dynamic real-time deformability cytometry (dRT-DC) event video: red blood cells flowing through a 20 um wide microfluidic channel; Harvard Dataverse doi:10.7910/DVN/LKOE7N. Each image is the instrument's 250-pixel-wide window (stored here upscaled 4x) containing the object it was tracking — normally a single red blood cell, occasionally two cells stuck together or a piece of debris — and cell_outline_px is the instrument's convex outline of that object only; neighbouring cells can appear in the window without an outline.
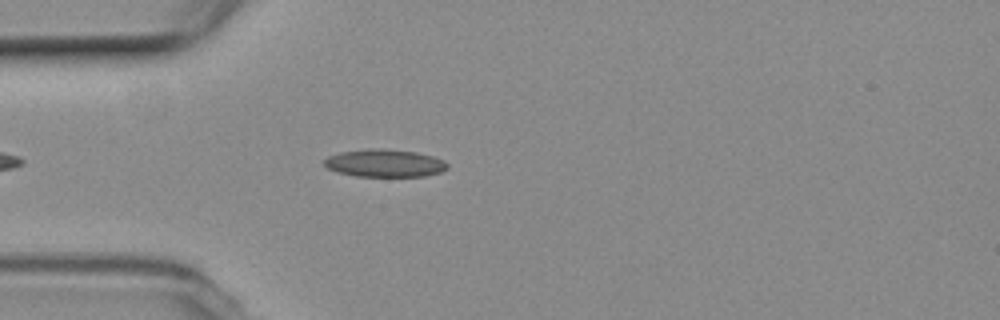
{"species": "common noctule bat (a hibernating species)", "species_latin": "Nyctalus noctula", "temperature_condition": "room temperature", "stored_images_in_passage": 23, "camera_frame_rate_fps": 3000, "um_per_image_px": 0.085, "animal": {"sex": "female", "body_mass_g": 19.3, "forearm_length_mm": 54.1}, "frame": {"image": 1, "passage_image": 6, "time_ms": 1.667, "image_size_px": [1000, 320], "cell_outline_px": [[448, 168], [440, 172], [424, 176], [356, 176], [336, 172], [328, 168], [324, 164], [324, 160], [328, 156], [340, 152], [372, 148], [384, 148], [416, 152], [432, 156], [444, 160], [448, 164]], "centroid_in_image_um": [32.69, 13.86], "position_along_channel_um": 52.3, "area_um2": 19.88}}
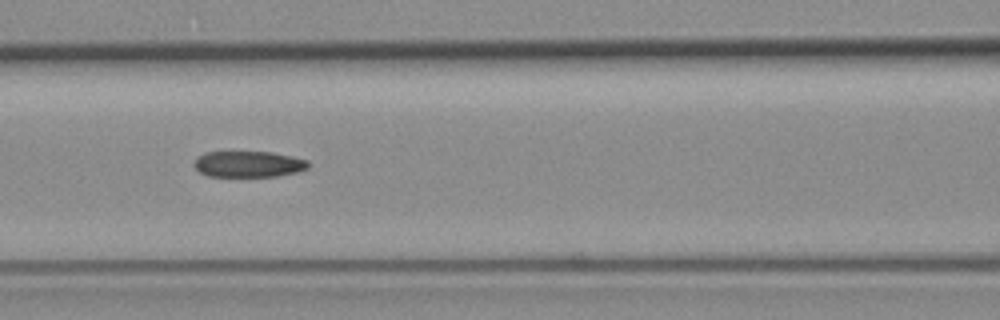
{"frame": {"image": 2, "passage_image": 14, "time_ms": 4.333, "image_size_px": [1000, 320], "cell_outline_px": [[308, 168], [300, 172], [276, 176], [208, 176], [200, 172], [192, 164], [196, 156], [204, 152], [272, 152], [292, 156], [308, 160]], "centroid_in_image_um": [21.11, 13.94], "position_along_channel_um": 145.5, "area_um2": 17.51}}
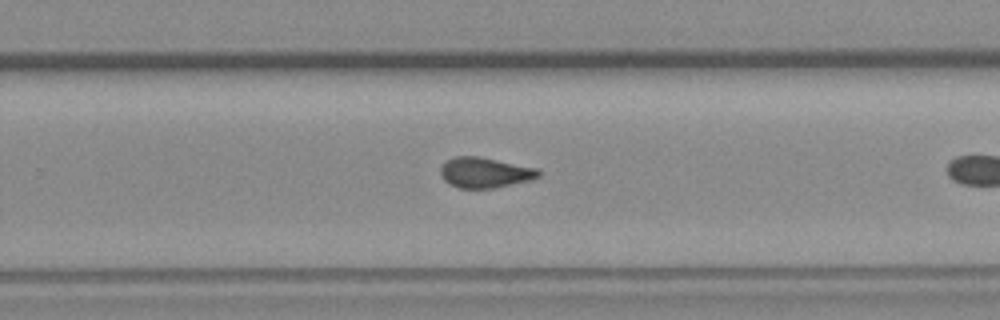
{"frame": {"image": 3, "passage_image": 22, "time_ms": 7.0, "image_size_px": [1000, 320], "cell_outline_px": [[540, 176], [532, 180], [492, 188], [456, 188], [448, 184], [444, 180], [440, 172], [440, 168], [448, 160], [456, 156], [480, 156], [536, 168], [540, 172]], "centroid_in_image_um": [41.21, 14.67], "position_along_channel_um": 288.6, "area_um2": 17.34}}